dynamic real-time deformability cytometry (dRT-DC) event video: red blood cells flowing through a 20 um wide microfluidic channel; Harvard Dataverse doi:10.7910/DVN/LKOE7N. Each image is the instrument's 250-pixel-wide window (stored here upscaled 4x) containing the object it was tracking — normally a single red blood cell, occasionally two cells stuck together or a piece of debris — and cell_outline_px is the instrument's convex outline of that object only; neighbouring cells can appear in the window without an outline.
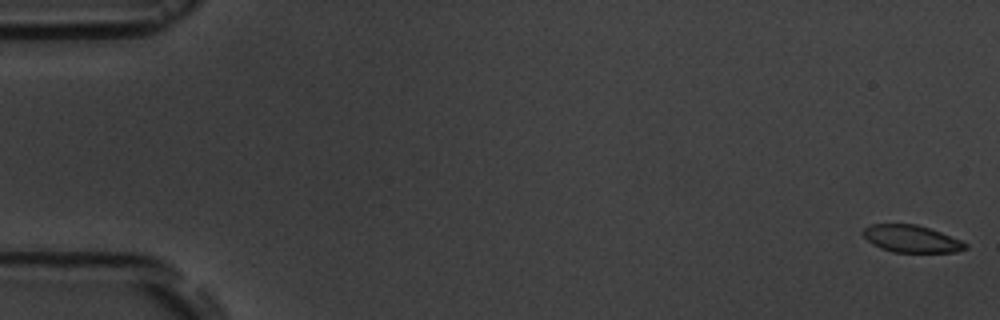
{"species": "common noctule bat (a hibernating species)", "species_latin": "Nyctalus noctula", "temperature_condition": "room temperature", "stored_images_in_passage": 17, "camera_frame_rate_fps": 3000, "um_per_image_px": 0.085, "animal": {"sex": "male", "body_mass_g": 19.5, "forearm_length_mm": 54.6}, "frame": {"image": 1, "passage_image": 1, "time_ms": 0.0, "image_size_px": [1000, 320], "cell_outline_px": [[968, 248], [956, 252], [892, 252], [880, 248], [872, 244], [860, 232], [864, 228], [872, 224], [916, 224], [940, 232], [960, 240], [968, 244]], "centroid_in_image_um": [77.45, 20.3], "position_along_channel_um": 7.5, "area_um2": 16.18}}
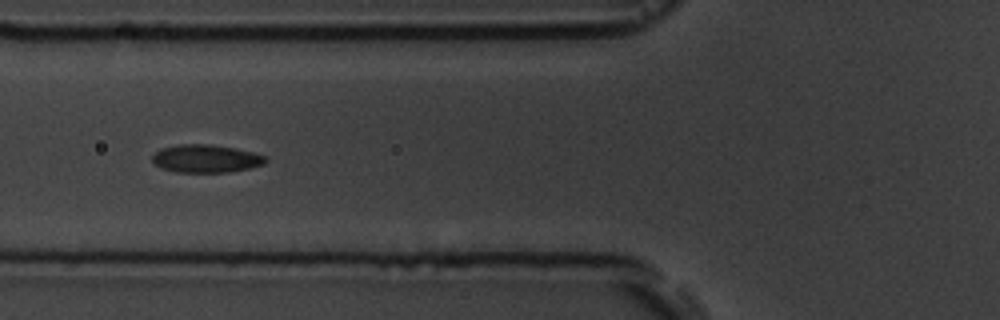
{"frame": {"image": 2, "passage_image": 7, "time_ms": 7.0, "image_size_px": [1000, 320], "cell_outline_px": [[268, 160], [264, 164], [248, 168], [228, 172], [176, 172], [164, 168], [156, 164], [152, 160], [152, 156], [156, 152], [164, 148], [180, 144], [208, 144], [232, 148], [252, 152], [268, 156]], "centroid_in_image_um": [17.54, 13.48], "position_along_channel_um": 108.3, "area_um2": 18.15}}
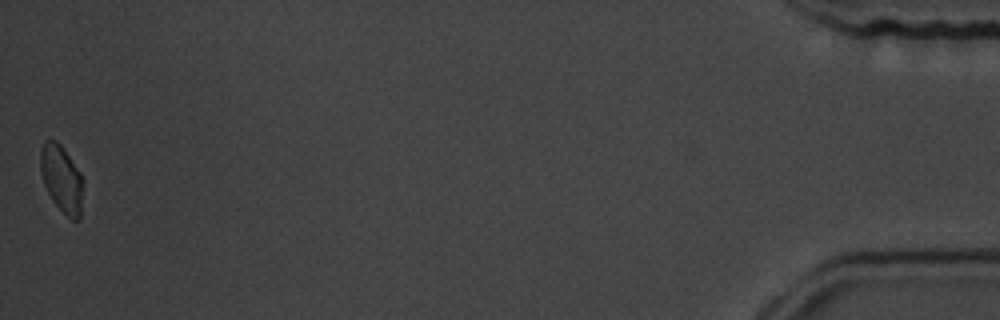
{"frame": {"image": 3, "passage_image": 17, "time_ms": 18.667, "image_size_px": [1000, 320], "cell_outline_px": [[84, 180], [80, 220], [72, 220], [52, 200], [44, 184], [40, 168], [40, 152], [44, 140], [56, 140], [60, 144], [80, 172]], "centroid_in_image_um": [5.26, 15.2], "position_along_channel_um": 429.9, "area_um2": 16.65}, "authors_computed_cell_mechanics": {"area_um2": 17.629, "velocity_mm_per_s": 3.5868, "shape_relaxation_time_tau1_ms": 2.2484, "shape_relaxation_time_tau2_ms": null, "deformation_change_tau1": 0.0704, "deformation_change_tau2": null}}